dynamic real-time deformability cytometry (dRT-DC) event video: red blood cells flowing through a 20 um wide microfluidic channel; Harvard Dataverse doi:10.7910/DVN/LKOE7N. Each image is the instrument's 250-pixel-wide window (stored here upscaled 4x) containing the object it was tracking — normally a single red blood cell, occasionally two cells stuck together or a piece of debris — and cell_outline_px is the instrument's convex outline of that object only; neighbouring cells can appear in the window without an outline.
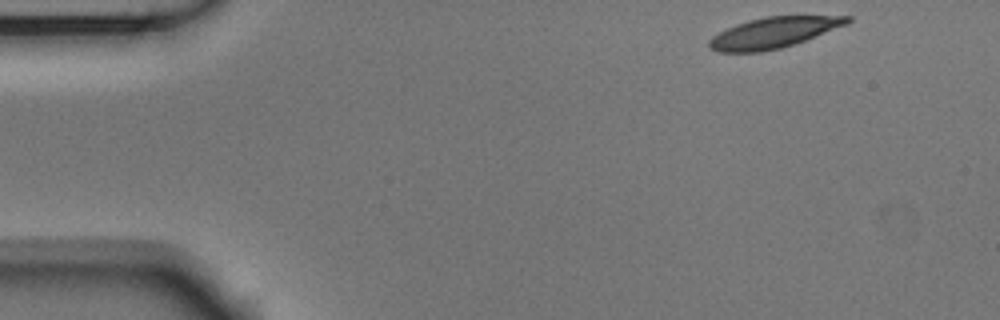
{"species": "Egyptian fruit bat (a non-hibernating species)", "species_latin": "Rousettus aegyptiacus", "temperature_condition": "room temperature", "stored_images_in_passage": 50, "camera_frame_rate_fps": 3000, "um_per_image_px": 0.085, "animal": {"sex": "male"}, "frame": {"image": 1, "passage_image": 1, "time_ms": 0.0, "image_size_px": [1000, 320], "cell_outline_px": [[852, 20], [848, 24], [804, 40], [780, 48], [760, 52], [720, 52], [712, 48], [708, 44], [708, 40], [712, 36], [736, 24], [748, 20], [764, 16], [852, 16]], "centroid_in_image_um": [65.75, 2.76], "position_along_channel_um": 19.3, "area_um2": 24.45}}
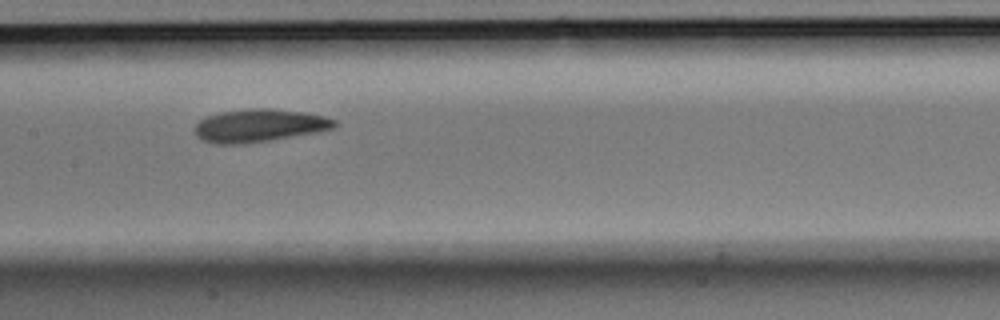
{"frame": {"image": 2, "passage_image": 22, "time_ms": 7.0, "image_size_px": [1000, 320], "cell_outline_px": [[336, 124], [332, 128], [316, 132], [244, 144], [216, 144], [200, 140], [196, 136], [196, 124], [200, 120], [208, 116], [220, 112], [248, 108], [268, 108], [304, 112], [324, 116], [336, 120]], "centroid_in_image_um": [22.0, 10.67], "position_along_channel_um": 185.4, "area_um2": 26.59}}
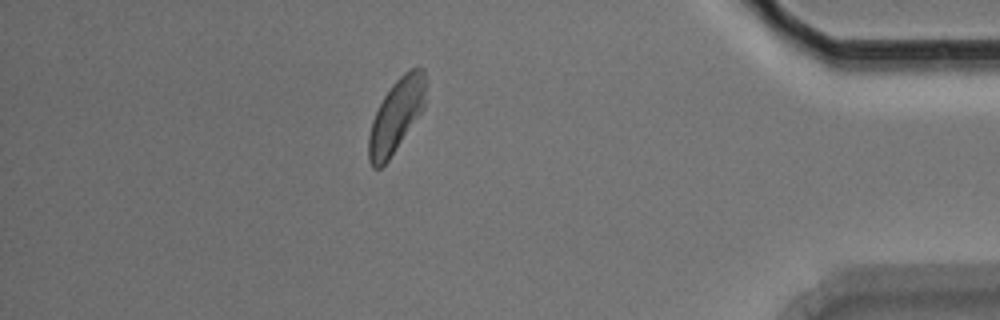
{"frame": {"image": 3, "passage_image": 43, "time_ms": 14.0, "image_size_px": [1000, 320], "cell_outline_px": [[428, 80], [424, 104], [420, 112], [388, 160], [380, 168], [372, 168], [368, 160], [368, 136], [372, 120], [384, 96], [392, 84], [404, 72], [412, 68], [424, 68]], "centroid_in_image_um": [33.68, 9.79], "position_along_channel_um": 401.5, "area_um2": 24.04}, "authors_computed_cell_mechanics": {"area_um2": 25.6921, "velocity_mm_per_s": 3.6622, "shape_relaxation_time_tau1_ms": 4.7683, "shape_relaxation_time_tau2_ms": 3.5837, "deformation_change_tau1": 0.1366, "deformation_change_tau2": 0.0986}}